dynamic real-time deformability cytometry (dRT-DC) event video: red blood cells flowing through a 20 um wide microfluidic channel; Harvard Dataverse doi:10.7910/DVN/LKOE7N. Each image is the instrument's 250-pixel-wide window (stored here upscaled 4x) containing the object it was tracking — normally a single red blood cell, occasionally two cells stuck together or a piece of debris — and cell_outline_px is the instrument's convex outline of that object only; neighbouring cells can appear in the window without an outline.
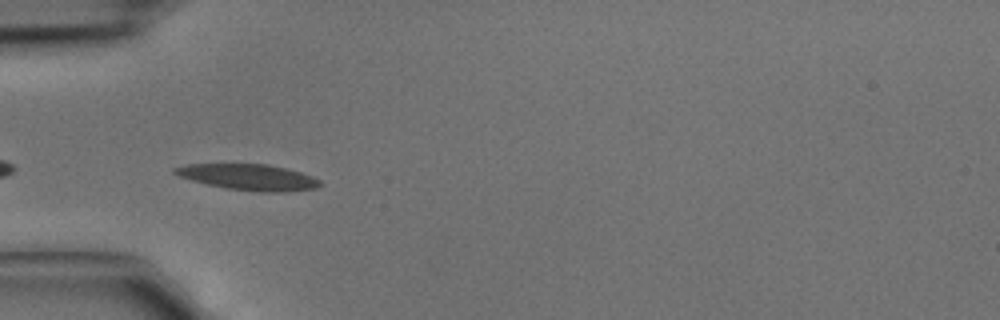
{"species": "common noctule bat (a hibernating species)", "species_latin": "Nyctalus noctula", "temperature_condition": "cold", "stored_images_in_passage": 4, "camera_frame_rate_fps": 3000, "um_per_image_px": 0.085, "animal": {"sex": "male", "body_mass_g": 15.6}, "frame": {"image": 1, "passage_image": 4, "time_ms": 1.0, "image_size_px": [1000, 320], "cell_outline_px": [[324, 184], [316, 188], [288, 192], [260, 192], [228, 188], [208, 184], [192, 180], [180, 176], [172, 172], [172, 168], [184, 164], [268, 164], [288, 168], [312, 176], [320, 180]], "centroid_in_image_um": [21.17, 15.05], "position_along_channel_um": 63.8, "area_um2": 22.08}}